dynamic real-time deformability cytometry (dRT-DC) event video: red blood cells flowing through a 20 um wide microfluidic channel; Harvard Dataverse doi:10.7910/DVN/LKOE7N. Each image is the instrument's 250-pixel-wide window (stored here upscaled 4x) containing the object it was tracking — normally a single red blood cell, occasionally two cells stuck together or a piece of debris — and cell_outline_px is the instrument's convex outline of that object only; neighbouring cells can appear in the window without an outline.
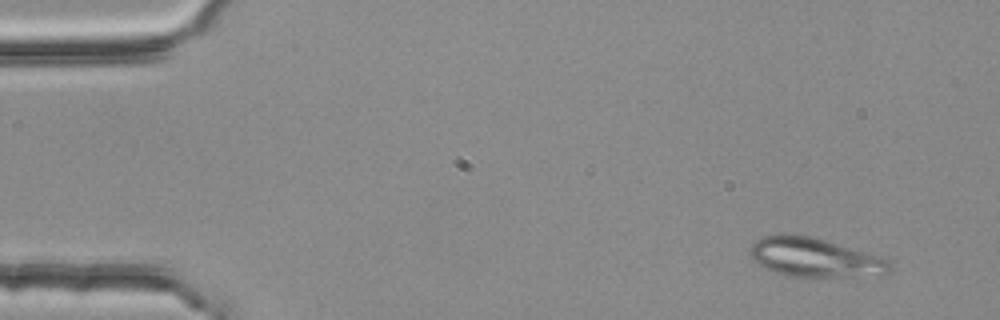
{"species": "common noctule bat (a hibernating species)", "species_latin": "Nyctalus noctula", "temperature_condition": "room temperature", "stored_images_in_passage": 4, "camera_frame_rate_fps": 3000, "um_per_image_px": 0.085, "animal": {"sex": "female", "body_mass_g": 25.1}, "frame": {"image": 1, "passage_image": 1, "time_ms": 0.0, "image_size_px": [1000, 320], "cell_outline_px": [[892, 268], [888, 272], [880, 276], [788, 276], [772, 272], [756, 264], [752, 260], [748, 252], [752, 244], [756, 240], [764, 236], [812, 236], [880, 256], [888, 260], [892, 264]], "centroid_in_image_um": [69.26, 21.91], "position_along_channel_um": 15.7, "area_um2": 31.62}}